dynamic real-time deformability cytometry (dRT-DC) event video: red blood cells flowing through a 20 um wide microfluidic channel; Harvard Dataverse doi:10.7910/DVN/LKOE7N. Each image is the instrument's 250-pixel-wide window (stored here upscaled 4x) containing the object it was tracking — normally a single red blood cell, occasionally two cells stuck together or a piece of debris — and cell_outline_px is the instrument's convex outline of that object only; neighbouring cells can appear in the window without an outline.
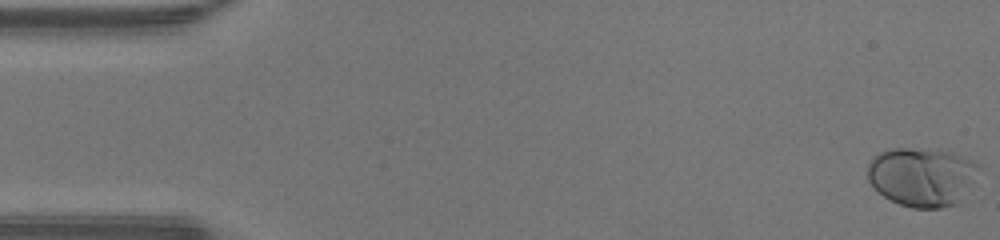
{"species": "human", "species_latin": "Homo sapiens", "temperature_condition": "warm", "stored_images_in_passage": 48, "camera_frame_rate_fps": 3000, "um_per_image_px": 0.085, "donor": {"sex": "male"}, "frame": {"image": 1, "passage_image": 1, "time_ms": 0.0, "image_size_px": [1000, 240], "cell_outline_px": [[984, 168], [960, 204], [940, 208], [912, 208], [900, 204], [884, 196], [868, 180], [868, 164], [872, 156], [880, 152], [892, 148], [908, 148], [952, 152], [976, 160]], "centroid_in_image_um": [78.47, 15.02], "position_along_channel_um": 6.5, "area_um2": 38.96}}
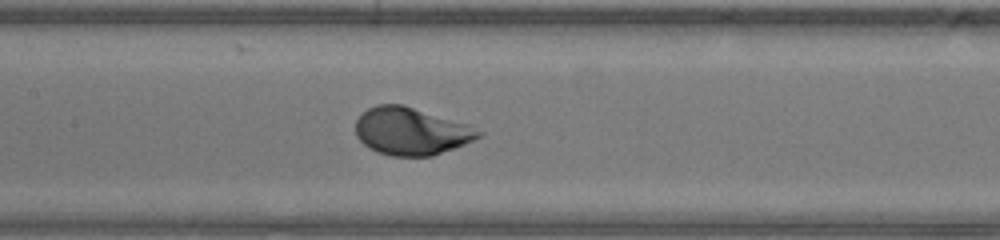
{"frame": {"image": 2, "passage_image": 23, "time_ms": 7.333, "image_size_px": [1000, 240], "cell_outline_px": [[484, 132], [480, 136], [464, 144], [432, 156], [392, 156], [376, 152], [364, 144], [356, 136], [356, 120], [368, 108], [376, 104], [404, 104], [468, 124]], "centroid_in_image_um": [34.94, 11.15], "position_along_channel_um": 172.5, "area_um2": 33.99}}
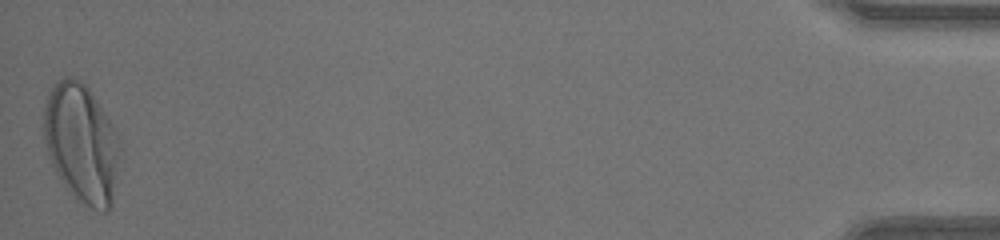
{"frame": {"image": 3, "passage_image": 48, "time_ms": 15.667, "image_size_px": [1000, 240], "cell_outline_px": [[124, 152], [112, 204], [108, 212], [100, 212], [76, 200], [72, 196], [56, 172], [52, 164], [48, 152], [44, 136], [44, 108], [48, 96], [56, 80], [64, 76], [68, 76], [84, 84], [88, 88], [116, 128], [120, 136]], "centroid_in_image_um": [7.02, 12.23], "position_along_channel_um": 428.2, "area_um2": 53.7}}